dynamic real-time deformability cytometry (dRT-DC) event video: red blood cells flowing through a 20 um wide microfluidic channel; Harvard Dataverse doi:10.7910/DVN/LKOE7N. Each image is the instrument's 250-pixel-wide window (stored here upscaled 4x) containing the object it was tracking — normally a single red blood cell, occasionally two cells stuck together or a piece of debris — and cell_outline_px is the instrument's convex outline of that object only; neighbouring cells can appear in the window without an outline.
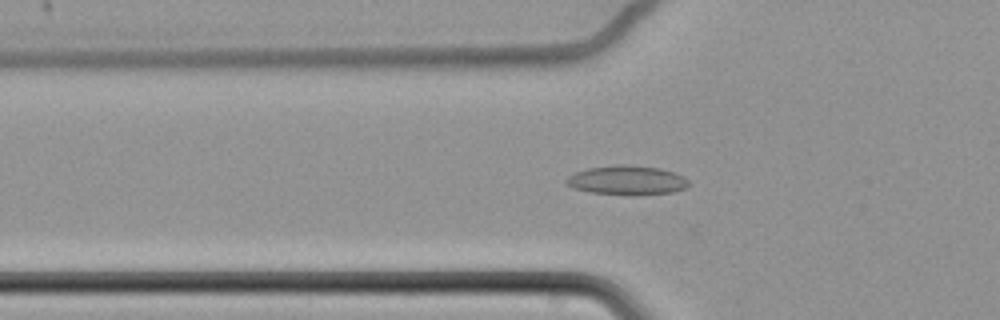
{"species": "common noctule bat (a hibernating species)", "species_latin": "Nyctalus noctula", "temperature_condition": "cold", "stored_images_in_passage": 38, "camera_frame_rate_fps": 3000, "um_per_image_px": 0.085, "animal": {"sex": "female", "body_mass_g": 22.7, "forearm_length_mm": 54.2}, "frame": {"image": 1, "passage_image": 6, "time_ms": 1.667, "image_size_px": [1000, 320], "cell_outline_px": [[692, 184], [684, 188], [672, 192], [632, 196], [588, 192], [572, 188], [564, 184], [564, 180], [568, 176], [576, 172], [588, 168], [616, 164], [628, 164], [660, 168], [684, 176]], "centroid_in_image_um": [53.26, 15.33], "position_along_channel_um": 72.5, "area_um2": 21.33}}
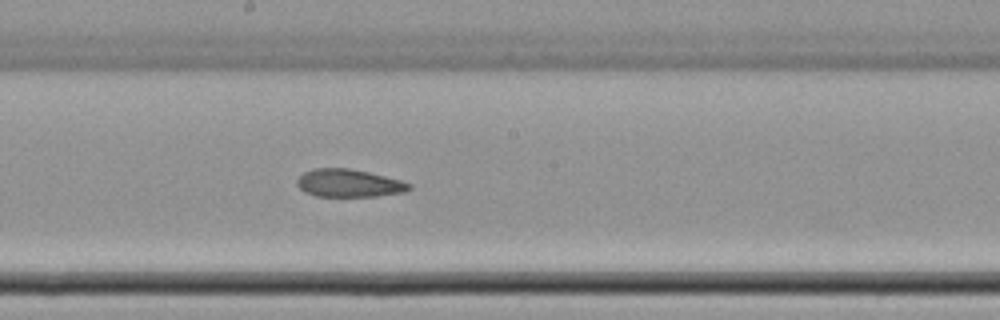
{"frame": {"image": 2, "passage_image": 19, "time_ms": 6.0, "image_size_px": [1000, 320], "cell_outline_px": [[412, 188], [404, 192], [376, 196], [316, 196], [304, 192], [296, 184], [296, 180], [304, 172], [312, 168], [348, 168], [368, 172], [400, 180], [412, 184]], "centroid_in_image_um": [29.63, 15.57], "position_along_channel_um": 218.6, "area_um2": 18.15}}
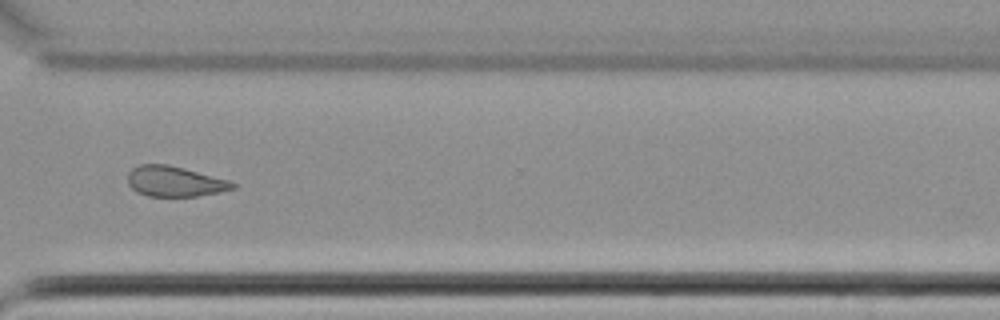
{"frame": {"image": 3, "passage_image": 31, "time_ms": 10.0, "image_size_px": [1000, 320], "cell_outline_px": [[236, 188], [220, 192], [196, 196], [148, 196], [136, 192], [128, 184], [128, 172], [132, 168], [140, 164], [168, 164], [184, 168], [228, 180], [236, 184]], "centroid_in_image_um": [14.83, 15.42], "position_along_channel_um": 355.8, "area_um2": 18.55}}